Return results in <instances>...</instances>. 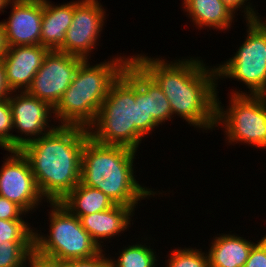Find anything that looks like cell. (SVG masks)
Returning <instances> with one entry per match:
<instances>
[{"mask_svg":"<svg viewBox=\"0 0 266 267\" xmlns=\"http://www.w3.org/2000/svg\"><path fill=\"white\" fill-rule=\"evenodd\" d=\"M131 58L158 84L169 101L173 117L197 130L216 129L218 79L216 66L201 57L167 59L134 54ZM210 67V68H209ZM199 127V128H198Z\"/></svg>","mask_w":266,"mask_h":267,"instance_id":"obj_1","label":"cell"},{"mask_svg":"<svg viewBox=\"0 0 266 267\" xmlns=\"http://www.w3.org/2000/svg\"><path fill=\"white\" fill-rule=\"evenodd\" d=\"M88 137L83 127L57 126L19 149L47 202H60L80 183L82 150Z\"/></svg>","mask_w":266,"mask_h":267,"instance_id":"obj_2","label":"cell"},{"mask_svg":"<svg viewBox=\"0 0 266 267\" xmlns=\"http://www.w3.org/2000/svg\"><path fill=\"white\" fill-rule=\"evenodd\" d=\"M156 127L159 124L149 113L148 92L124 70L112 83L88 132L100 144L137 151Z\"/></svg>","mask_w":266,"mask_h":267,"instance_id":"obj_3","label":"cell"},{"mask_svg":"<svg viewBox=\"0 0 266 267\" xmlns=\"http://www.w3.org/2000/svg\"><path fill=\"white\" fill-rule=\"evenodd\" d=\"M136 153L131 148L100 144L88 137L82 150L80 182L101 190L115 204L135 211L141 200L164 193L138 183L134 175Z\"/></svg>","mask_w":266,"mask_h":267,"instance_id":"obj_4","label":"cell"},{"mask_svg":"<svg viewBox=\"0 0 266 267\" xmlns=\"http://www.w3.org/2000/svg\"><path fill=\"white\" fill-rule=\"evenodd\" d=\"M126 57L125 55L112 56L110 60L107 59L96 65H91L89 60H84L54 108L52 118L54 123L58 120V126H78L88 129L95 121L112 83L130 61L131 56Z\"/></svg>","mask_w":266,"mask_h":267,"instance_id":"obj_5","label":"cell"},{"mask_svg":"<svg viewBox=\"0 0 266 267\" xmlns=\"http://www.w3.org/2000/svg\"><path fill=\"white\" fill-rule=\"evenodd\" d=\"M50 204L49 235L38 232L34 227V251L40 256L56 261L87 259L96 256L103 249L82 227L80 219L60 202Z\"/></svg>","mask_w":266,"mask_h":267,"instance_id":"obj_6","label":"cell"},{"mask_svg":"<svg viewBox=\"0 0 266 267\" xmlns=\"http://www.w3.org/2000/svg\"><path fill=\"white\" fill-rule=\"evenodd\" d=\"M247 34L229 60L217 64V79L245 84L248 92L236 88L230 94L266 95V19L246 22ZM234 91V92H233Z\"/></svg>","mask_w":266,"mask_h":267,"instance_id":"obj_7","label":"cell"},{"mask_svg":"<svg viewBox=\"0 0 266 267\" xmlns=\"http://www.w3.org/2000/svg\"><path fill=\"white\" fill-rule=\"evenodd\" d=\"M229 97L225 108L217 95L216 108V127L223 128L227 145L246 143L265 150L266 95L229 94Z\"/></svg>","mask_w":266,"mask_h":267,"instance_id":"obj_8","label":"cell"},{"mask_svg":"<svg viewBox=\"0 0 266 267\" xmlns=\"http://www.w3.org/2000/svg\"><path fill=\"white\" fill-rule=\"evenodd\" d=\"M106 10L98 0H75L72 23L66 32L64 44L57 51L89 60L91 53L99 46L98 41L107 19Z\"/></svg>","mask_w":266,"mask_h":267,"instance_id":"obj_9","label":"cell"},{"mask_svg":"<svg viewBox=\"0 0 266 267\" xmlns=\"http://www.w3.org/2000/svg\"><path fill=\"white\" fill-rule=\"evenodd\" d=\"M8 152L9 156L6 154L0 169V196L15 202L27 214L35 212L43 201H47L37 186L26 157L19 149Z\"/></svg>","mask_w":266,"mask_h":267,"instance_id":"obj_10","label":"cell"},{"mask_svg":"<svg viewBox=\"0 0 266 267\" xmlns=\"http://www.w3.org/2000/svg\"><path fill=\"white\" fill-rule=\"evenodd\" d=\"M8 99L13 118V132L20 133L13 134V150L20 149L58 126L49 124L54 108L27 91L12 92Z\"/></svg>","mask_w":266,"mask_h":267,"instance_id":"obj_11","label":"cell"},{"mask_svg":"<svg viewBox=\"0 0 266 267\" xmlns=\"http://www.w3.org/2000/svg\"><path fill=\"white\" fill-rule=\"evenodd\" d=\"M83 61L57 50L49 51L27 92L55 108Z\"/></svg>","mask_w":266,"mask_h":267,"instance_id":"obj_12","label":"cell"},{"mask_svg":"<svg viewBox=\"0 0 266 267\" xmlns=\"http://www.w3.org/2000/svg\"><path fill=\"white\" fill-rule=\"evenodd\" d=\"M10 15L4 25L9 47L41 44L43 1L11 0Z\"/></svg>","mask_w":266,"mask_h":267,"instance_id":"obj_13","label":"cell"},{"mask_svg":"<svg viewBox=\"0 0 266 267\" xmlns=\"http://www.w3.org/2000/svg\"><path fill=\"white\" fill-rule=\"evenodd\" d=\"M49 51L41 44L9 47L2 60L12 92L27 91Z\"/></svg>","mask_w":266,"mask_h":267,"instance_id":"obj_14","label":"cell"},{"mask_svg":"<svg viewBox=\"0 0 266 267\" xmlns=\"http://www.w3.org/2000/svg\"><path fill=\"white\" fill-rule=\"evenodd\" d=\"M134 212L131 207L115 204L105 211L81 216L79 219L82 227L91 235L98 246L103 248L106 247L104 241L109 239V242H112L110 241L112 237H119L121 233L130 228L133 221L132 217L135 215Z\"/></svg>","mask_w":266,"mask_h":267,"instance_id":"obj_15","label":"cell"},{"mask_svg":"<svg viewBox=\"0 0 266 267\" xmlns=\"http://www.w3.org/2000/svg\"><path fill=\"white\" fill-rule=\"evenodd\" d=\"M75 1L54 5L50 0L43 1L41 23V45L58 50L65 42L66 32L72 23Z\"/></svg>","mask_w":266,"mask_h":267,"instance_id":"obj_16","label":"cell"},{"mask_svg":"<svg viewBox=\"0 0 266 267\" xmlns=\"http://www.w3.org/2000/svg\"><path fill=\"white\" fill-rule=\"evenodd\" d=\"M231 232L217 234L209 244L210 267H244L255 243Z\"/></svg>","mask_w":266,"mask_h":267,"instance_id":"obj_17","label":"cell"},{"mask_svg":"<svg viewBox=\"0 0 266 267\" xmlns=\"http://www.w3.org/2000/svg\"><path fill=\"white\" fill-rule=\"evenodd\" d=\"M182 8L187 12L197 29L230 30L234 23L235 13L221 0H183Z\"/></svg>","mask_w":266,"mask_h":267,"instance_id":"obj_18","label":"cell"},{"mask_svg":"<svg viewBox=\"0 0 266 267\" xmlns=\"http://www.w3.org/2000/svg\"><path fill=\"white\" fill-rule=\"evenodd\" d=\"M60 203L78 218L105 211L115 205L101 190L81 182Z\"/></svg>","mask_w":266,"mask_h":267,"instance_id":"obj_19","label":"cell"},{"mask_svg":"<svg viewBox=\"0 0 266 267\" xmlns=\"http://www.w3.org/2000/svg\"><path fill=\"white\" fill-rule=\"evenodd\" d=\"M125 70L148 92L149 113L162 125L173 118L170 104L158 84L131 58Z\"/></svg>","mask_w":266,"mask_h":267,"instance_id":"obj_20","label":"cell"},{"mask_svg":"<svg viewBox=\"0 0 266 267\" xmlns=\"http://www.w3.org/2000/svg\"><path fill=\"white\" fill-rule=\"evenodd\" d=\"M127 246H124L121 251L119 249V254L116 253L118 255L117 259L111 255L108 256L111 267H156L160 264L157 263L159 257L156 251L150 245L136 242Z\"/></svg>","mask_w":266,"mask_h":267,"instance_id":"obj_21","label":"cell"},{"mask_svg":"<svg viewBox=\"0 0 266 267\" xmlns=\"http://www.w3.org/2000/svg\"><path fill=\"white\" fill-rule=\"evenodd\" d=\"M34 241H0V267H25Z\"/></svg>","mask_w":266,"mask_h":267,"instance_id":"obj_22","label":"cell"},{"mask_svg":"<svg viewBox=\"0 0 266 267\" xmlns=\"http://www.w3.org/2000/svg\"><path fill=\"white\" fill-rule=\"evenodd\" d=\"M169 252L165 267H210L208 253L202 252L201 247H176Z\"/></svg>","mask_w":266,"mask_h":267,"instance_id":"obj_23","label":"cell"},{"mask_svg":"<svg viewBox=\"0 0 266 267\" xmlns=\"http://www.w3.org/2000/svg\"><path fill=\"white\" fill-rule=\"evenodd\" d=\"M29 224L26 220L0 219V241H34V228Z\"/></svg>","mask_w":266,"mask_h":267,"instance_id":"obj_24","label":"cell"},{"mask_svg":"<svg viewBox=\"0 0 266 267\" xmlns=\"http://www.w3.org/2000/svg\"><path fill=\"white\" fill-rule=\"evenodd\" d=\"M13 118L9 99L0 100V148L13 150Z\"/></svg>","mask_w":266,"mask_h":267,"instance_id":"obj_25","label":"cell"},{"mask_svg":"<svg viewBox=\"0 0 266 267\" xmlns=\"http://www.w3.org/2000/svg\"><path fill=\"white\" fill-rule=\"evenodd\" d=\"M230 10H232L236 15L237 11L241 9L242 13H244L243 17L246 22L248 21H256L259 19H263L257 10H255V6L253 8V4L250 3L251 0H221ZM249 1V2H248ZM261 16V17H260Z\"/></svg>","mask_w":266,"mask_h":267,"instance_id":"obj_26","label":"cell"},{"mask_svg":"<svg viewBox=\"0 0 266 267\" xmlns=\"http://www.w3.org/2000/svg\"><path fill=\"white\" fill-rule=\"evenodd\" d=\"M255 242L244 267H266V234Z\"/></svg>","mask_w":266,"mask_h":267,"instance_id":"obj_27","label":"cell"},{"mask_svg":"<svg viewBox=\"0 0 266 267\" xmlns=\"http://www.w3.org/2000/svg\"><path fill=\"white\" fill-rule=\"evenodd\" d=\"M27 213L15 202L9 201L0 196V219L4 220H24Z\"/></svg>","mask_w":266,"mask_h":267,"instance_id":"obj_28","label":"cell"},{"mask_svg":"<svg viewBox=\"0 0 266 267\" xmlns=\"http://www.w3.org/2000/svg\"><path fill=\"white\" fill-rule=\"evenodd\" d=\"M102 250L99 254L94 257L87 259H72L64 261V267H107L109 260L107 253Z\"/></svg>","mask_w":266,"mask_h":267,"instance_id":"obj_29","label":"cell"},{"mask_svg":"<svg viewBox=\"0 0 266 267\" xmlns=\"http://www.w3.org/2000/svg\"><path fill=\"white\" fill-rule=\"evenodd\" d=\"M28 264V266H27ZM64 267V262L40 256L33 251L27 258L25 267Z\"/></svg>","mask_w":266,"mask_h":267,"instance_id":"obj_30","label":"cell"},{"mask_svg":"<svg viewBox=\"0 0 266 267\" xmlns=\"http://www.w3.org/2000/svg\"><path fill=\"white\" fill-rule=\"evenodd\" d=\"M11 93L12 91L6 82V74L3 60L0 59V100L9 98Z\"/></svg>","mask_w":266,"mask_h":267,"instance_id":"obj_31","label":"cell"},{"mask_svg":"<svg viewBox=\"0 0 266 267\" xmlns=\"http://www.w3.org/2000/svg\"><path fill=\"white\" fill-rule=\"evenodd\" d=\"M9 49L7 39H6V33L4 29L3 23L0 21V59L3 58L6 51Z\"/></svg>","mask_w":266,"mask_h":267,"instance_id":"obj_32","label":"cell"},{"mask_svg":"<svg viewBox=\"0 0 266 267\" xmlns=\"http://www.w3.org/2000/svg\"><path fill=\"white\" fill-rule=\"evenodd\" d=\"M11 0H0V14H1V12L2 13H4L5 12V8L6 7H9V2H10Z\"/></svg>","mask_w":266,"mask_h":267,"instance_id":"obj_33","label":"cell"}]
</instances>
